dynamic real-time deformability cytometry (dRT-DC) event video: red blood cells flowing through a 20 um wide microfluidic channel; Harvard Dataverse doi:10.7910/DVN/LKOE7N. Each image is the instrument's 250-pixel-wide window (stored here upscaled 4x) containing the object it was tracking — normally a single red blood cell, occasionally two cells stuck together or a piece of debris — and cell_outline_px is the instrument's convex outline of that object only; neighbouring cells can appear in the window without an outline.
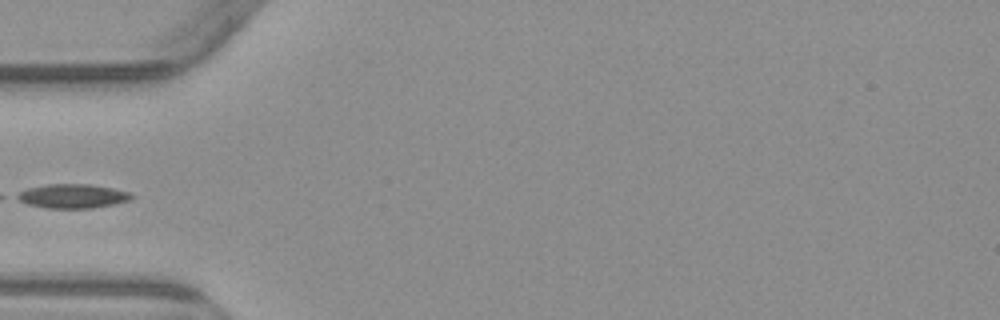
{"species": "common noctule bat (a hibernating species)", "species_latin": "Nyctalus noctula", "temperature_condition": "warm", "stored_images_in_passage": 5, "camera_frame_rate_fps": 3000, "um_per_image_px": 0.085, "animal": {"sex": "male", "body_mass_g": 23.1, "forearm_length_mm": 52.7}, "frame": {"image": 1, "passage_image": 5, "time_ms": 4.667, "image_size_px": [1000, 320], "cell_outline_px": [[136, 196], [128, 200], [112, 204], [92, 208], [48, 208], [28, 204], [12, 196], [28, 188], [48, 184], [92, 184], [112, 188], [128, 192]], "centroid_in_image_um": [6.15, 16.66], "position_along_channel_um": 78.8, "area_um2": 15.95}}